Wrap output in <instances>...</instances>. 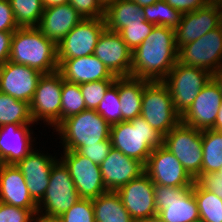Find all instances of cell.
I'll list each match as a JSON object with an SVG mask.
<instances>
[{"mask_svg":"<svg viewBox=\"0 0 222 222\" xmlns=\"http://www.w3.org/2000/svg\"><path fill=\"white\" fill-rule=\"evenodd\" d=\"M177 57L174 29L156 25L143 43L132 51L131 76L163 81L177 63Z\"/></svg>","mask_w":222,"mask_h":222,"instance_id":"obj_1","label":"cell"},{"mask_svg":"<svg viewBox=\"0 0 222 222\" xmlns=\"http://www.w3.org/2000/svg\"><path fill=\"white\" fill-rule=\"evenodd\" d=\"M9 61L49 74L58 71L57 45L36 27L18 28L11 39Z\"/></svg>","mask_w":222,"mask_h":222,"instance_id":"obj_2","label":"cell"},{"mask_svg":"<svg viewBox=\"0 0 222 222\" xmlns=\"http://www.w3.org/2000/svg\"><path fill=\"white\" fill-rule=\"evenodd\" d=\"M112 148L146 164L154 149L163 145V135L152 128L140 115L131 121L111 125Z\"/></svg>","mask_w":222,"mask_h":222,"instance_id":"obj_3","label":"cell"},{"mask_svg":"<svg viewBox=\"0 0 222 222\" xmlns=\"http://www.w3.org/2000/svg\"><path fill=\"white\" fill-rule=\"evenodd\" d=\"M111 125L96 112L84 110L64 119L55 129L63 150L77 151L82 146L97 144L110 138Z\"/></svg>","mask_w":222,"mask_h":222,"instance_id":"obj_4","label":"cell"},{"mask_svg":"<svg viewBox=\"0 0 222 222\" xmlns=\"http://www.w3.org/2000/svg\"><path fill=\"white\" fill-rule=\"evenodd\" d=\"M80 199L69 169L59 158L51 169L49 185L44 197L38 203L37 214L45 218L57 219Z\"/></svg>","mask_w":222,"mask_h":222,"instance_id":"obj_5","label":"cell"},{"mask_svg":"<svg viewBox=\"0 0 222 222\" xmlns=\"http://www.w3.org/2000/svg\"><path fill=\"white\" fill-rule=\"evenodd\" d=\"M141 116L163 136L181 122L171 93L163 81H149L143 91Z\"/></svg>","mask_w":222,"mask_h":222,"instance_id":"obj_6","label":"cell"},{"mask_svg":"<svg viewBox=\"0 0 222 222\" xmlns=\"http://www.w3.org/2000/svg\"><path fill=\"white\" fill-rule=\"evenodd\" d=\"M210 79L208 71L177 61L163 82L171 93L175 110L182 115Z\"/></svg>","mask_w":222,"mask_h":222,"instance_id":"obj_7","label":"cell"},{"mask_svg":"<svg viewBox=\"0 0 222 222\" xmlns=\"http://www.w3.org/2000/svg\"><path fill=\"white\" fill-rule=\"evenodd\" d=\"M163 146L182 164L195 179L202 173V131L179 123L163 136Z\"/></svg>","mask_w":222,"mask_h":222,"instance_id":"obj_8","label":"cell"},{"mask_svg":"<svg viewBox=\"0 0 222 222\" xmlns=\"http://www.w3.org/2000/svg\"><path fill=\"white\" fill-rule=\"evenodd\" d=\"M63 76L59 71L43 74L30 102V113L34 123L45 122L54 129L61 123V92Z\"/></svg>","mask_w":222,"mask_h":222,"instance_id":"obj_9","label":"cell"},{"mask_svg":"<svg viewBox=\"0 0 222 222\" xmlns=\"http://www.w3.org/2000/svg\"><path fill=\"white\" fill-rule=\"evenodd\" d=\"M177 61L213 73L222 67V24L178 49Z\"/></svg>","mask_w":222,"mask_h":222,"instance_id":"obj_10","label":"cell"},{"mask_svg":"<svg viewBox=\"0 0 222 222\" xmlns=\"http://www.w3.org/2000/svg\"><path fill=\"white\" fill-rule=\"evenodd\" d=\"M63 155L60 158L69 169L81 199H95L107 192L99 165L75 150H63Z\"/></svg>","mask_w":222,"mask_h":222,"instance_id":"obj_11","label":"cell"},{"mask_svg":"<svg viewBox=\"0 0 222 222\" xmlns=\"http://www.w3.org/2000/svg\"><path fill=\"white\" fill-rule=\"evenodd\" d=\"M104 17L84 18L57 44V59H74L93 55L102 32Z\"/></svg>","mask_w":222,"mask_h":222,"instance_id":"obj_12","label":"cell"},{"mask_svg":"<svg viewBox=\"0 0 222 222\" xmlns=\"http://www.w3.org/2000/svg\"><path fill=\"white\" fill-rule=\"evenodd\" d=\"M144 167L155 185L192 187L194 184L181 162L163 145L152 151Z\"/></svg>","mask_w":222,"mask_h":222,"instance_id":"obj_13","label":"cell"},{"mask_svg":"<svg viewBox=\"0 0 222 222\" xmlns=\"http://www.w3.org/2000/svg\"><path fill=\"white\" fill-rule=\"evenodd\" d=\"M222 24V8L219 5L206 4L195 11L184 13L174 29L177 49L196 41L209 31Z\"/></svg>","mask_w":222,"mask_h":222,"instance_id":"obj_14","label":"cell"},{"mask_svg":"<svg viewBox=\"0 0 222 222\" xmlns=\"http://www.w3.org/2000/svg\"><path fill=\"white\" fill-rule=\"evenodd\" d=\"M222 104V94L210 79L191 106L181 115V123L198 130L212 129Z\"/></svg>","mask_w":222,"mask_h":222,"instance_id":"obj_15","label":"cell"},{"mask_svg":"<svg viewBox=\"0 0 222 222\" xmlns=\"http://www.w3.org/2000/svg\"><path fill=\"white\" fill-rule=\"evenodd\" d=\"M154 186L155 184L144 172L116 191L134 221L157 215Z\"/></svg>","mask_w":222,"mask_h":222,"instance_id":"obj_16","label":"cell"},{"mask_svg":"<svg viewBox=\"0 0 222 222\" xmlns=\"http://www.w3.org/2000/svg\"><path fill=\"white\" fill-rule=\"evenodd\" d=\"M94 55L115 77L131 76L132 51L118 32L105 29L98 39Z\"/></svg>","mask_w":222,"mask_h":222,"instance_id":"obj_17","label":"cell"},{"mask_svg":"<svg viewBox=\"0 0 222 222\" xmlns=\"http://www.w3.org/2000/svg\"><path fill=\"white\" fill-rule=\"evenodd\" d=\"M42 75L34 68L8 60L0 67V92L30 104Z\"/></svg>","mask_w":222,"mask_h":222,"instance_id":"obj_18","label":"cell"},{"mask_svg":"<svg viewBox=\"0 0 222 222\" xmlns=\"http://www.w3.org/2000/svg\"><path fill=\"white\" fill-rule=\"evenodd\" d=\"M57 157L33 149L23 160L16 164L26 181V186L33 200L38 204L45 195L49 177Z\"/></svg>","mask_w":222,"mask_h":222,"instance_id":"obj_19","label":"cell"},{"mask_svg":"<svg viewBox=\"0 0 222 222\" xmlns=\"http://www.w3.org/2000/svg\"><path fill=\"white\" fill-rule=\"evenodd\" d=\"M99 166L107 191H117L145 172L142 162L114 148Z\"/></svg>","mask_w":222,"mask_h":222,"instance_id":"obj_20","label":"cell"},{"mask_svg":"<svg viewBox=\"0 0 222 222\" xmlns=\"http://www.w3.org/2000/svg\"><path fill=\"white\" fill-rule=\"evenodd\" d=\"M30 125L6 124L0 127V164L16 165L33 150Z\"/></svg>","mask_w":222,"mask_h":222,"instance_id":"obj_21","label":"cell"},{"mask_svg":"<svg viewBox=\"0 0 222 222\" xmlns=\"http://www.w3.org/2000/svg\"><path fill=\"white\" fill-rule=\"evenodd\" d=\"M57 60L58 71L65 81L80 85L101 80H116V77L94 54L74 59Z\"/></svg>","mask_w":222,"mask_h":222,"instance_id":"obj_22","label":"cell"},{"mask_svg":"<svg viewBox=\"0 0 222 222\" xmlns=\"http://www.w3.org/2000/svg\"><path fill=\"white\" fill-rule=\"evenodd\" d=\"M83 19L71 4L55 5L44 8L36 28L57 45Z\"/></svg>","mask_w":222,"mask_h":222,"instance_id":"obj_23","label":"cell"},{"mask_svg":"<svg viewBox=\"0 0 222 222\" xmlns=\"http://www.w3.org/2000/svg\"><path fill=\"white\" fill-rule=\"evenodd\" d=\"M0 202L24 209H38L16 165L0 164Z\"/></svg>","mask_w":222,"mask_h":222,"instance_id":"obj_24","label":"cell"},{"mask_svg":"<svg viewBox=\"0 0 222 222\" xmlns=\"http://www.w3.org/2000/svg\"><path fill=\"white\" fill-rule=\"evenodd\" d=\"M148 82L132 76L118 77L122 121H131L141 115L143 91Z\"/></svg>","mask_w":222,"mask_h":222,"instance_id":"obj_25","label":"cell"},{"mask_svg":"<svg viewBox=\"0 0 222 222\" xmlns=\"http://www.w3.org/2000/svg\"><path fill=\"white\" fill-rule=\"evenodd\" d=\"M104 20L106 29L120 32L123 28L141 24L145 20L143 7L131 0H117L105 9Z\"/></svg>","mask_w":222,"mask_h":222,"instance_id":"obj_26","label":"cell"},{"mask_svg":"<svg viewBox=\"0 0 222 222\" xmlns=\"http://www.w3.org/2000/svg\"><path fill=\"white\" fill-rule=\"evenodd\" d=\"M157 214L166 222H200L198 204L192 188L166 204Z\"/></svg>","mask_w":222,"mask_h":222,"instance_id":"obj_27","label":"cell"},{"mask_svg":"<svg viewBox=\"0 0 222 222\" xmlns=\"http://www.w3.org/2000/svg\"><path fill=\"white\" fill-rule=\"evenodd\" d=\"M95 222H135L116 191H107L92 199Z\"/></svg>","mask_w":222,"mask_h":222,"instance_id":"obj_28","label":"cell"},{"mask_svg":"<svg viewBox=\"0 0 222 222\" xmlns=\"http://www.w3.org/2000/svg\"><path fill=\"white\" fill-rule=\"evenodd\" d=\"M202 173H216L222 166V132L202 130Z\"/></svg>","mask_w":222,"mask_h":222,"instance_id":"obj_29","label":"cell"},{"mask_svg":"<svg viewBox=\"0 0 222 222\" xmlns=\"http://www.w3.org/2000/svg\"><path fill=\"white\" fill-rule=\"evenodd\" d=\"M6 124H33L30 104L0 92V127Z\"/></svg>","mask_w":222,"mask_h":222,"instance_id":"obj_30","label":"cell"},{"mask_svg":"<svg viewBox=\"0 0 222 222\" xmlns=\"http://www.w3.org/2000/svg\"><path fill=\"white\" fill-rule=\"evenodd\" d=\"M191 188L198 204L200 222H222V199L195 182Z\"/></svg>","mask_w":222,"mask_h":222,"instance_id":"obj_31","label":"cell"},{"mask_svg":"<svg viewBox=\"0 0 222 222\" xmlns=\"http://www.w3.org/2000/svg\"><path fill=\"white\" fill-rule=\"evenodd\" d=\"M19 28L37 27L44 11L41 0H9Z\"/></svg>","mask_w":222,"mask_h":222,"instance_id":"obj_32","label":"cell"},{"mask_svg":"<svg viewBox=\"0 0 222 222\" xmlns=\"http://www.w3.org/2000/svg\"><path fill=\"white\" fill-rule=\"evenodd\" d=\"M145 20L152 24L171 27L175 29L180 20L182 14L171 7L164 0H159L155 4L143 7Z\"/></svg>","mask_w":222,"mask_h":222,"instance_id":"obj_33","label":"cell"},{"mask_svg":"<svg viewBox=\"0 0 222 222\" xmlns=\"http://www.w3.org/2000/svg\"><path fill=\"white\" fill-rule=\"evenodd\" d=\"M61 96V122L72 115L87 110L79 84L63 79Z\"/></svg>","mask_w":222,"mask_h":222,"instance_id":"obj_34","label":"cell"},{"mask_svg":"<svg viewBox=\"0 0 222 222\" xmlns=\"http://www.w3.org/2000/svg\"><path fill=\"white\" fill-rule=\"evenodd\" d=\"M96 112L110 125L120 123L122 121V112L120 98L118 95V77L115 82L106 91L103 100L99 103Z\"/></svg>","mask_w":222,"mask_h":222,"instance_id":"obj_35","label":"cell"},{"mask_svg":"<svg viewBox=\"0 0 222 222\" xmlns=\"http://www.w3.org/2000/svg\"><path fill=\"white\" fill-rule=\"evenodd\" d=\"M115 80H101L80 84L86 109L96 110L108 88Z\"/></svg>","mask_w":222,"mask_h":222,"instance_id":"obj_36","label":"cell"},{"mask_svg":"<svg viewBox=\"0 0 222 222\" xmlns=\"http://www.w3.org/2000/svg\"><path fill=\"white\" fill-rule=\"evenodd\" d=\"M154 24L144 20L141 24L129 25L123 28L119 34L131 51H134L143 43L145 38L152 32Z\"/></svg>","mask_w":222,"mask_h":222,"instance_id":"obj_37","label":"cell"},{"mask_svg":"<svg viewBox=\"0 0 222 222\" xmlns=\"http://www.w3.org/2000/svg\"><path fill=\"white\" fill-rule=\"evenodd\" d=\"M57 220L59 222H95L92 199H80Z\"/></svg>","mask_w":222,"mask_h":222,"instance_id":"obj_38","label":"cell"},{"mask_svg":"<svg viewBox=\"0 0 222 222\" xmlns=\"http://www.w3.org/2000/svg\"><path fill=\"white\" fill-rule=\"evenodd\" d=\"M37 212L0 202V222H31Z\"/></svg>","mask_w":222,"mask_h":222,"instance_id":"obj_39","label":"cell"},{"mask_svg":"<svg viewBox=\"0 0 222 222\" xmlns=\"http://www.w3.org/2000/svg\"><path fill=\"white\" fill-rule=\"evenodd\" d=\"M191 187H171L164 185L154 186V200L157 213L166 207V204L175 198H179L187 189Z\"/></svg>","mask_w":222,"mask_h":222,"instance_id":"obj_40","label":"cell"},{"mask_svg":"<svg viewBox=\"0 0 222 222\" xmlns=\"http://www.w3.org/2000/svg\"><path fill=\"white\" fill-rule=\"evenodd\" d=\"M112 149L111 139L101 141L97 144L87 145L80 147L77 152L84 157H87L92 162L100 165L103 160L108 156L109 151Z\"/></svg>","mask_w":222,"mask_h":222,"instance_id":"obj_41","label":"cell"},{"mask_svg":"<svg viewBox=\"0 0 222 222\" xmlns=\"http://www.w3.org/2000/svg\"><path fill=\"white\" fill-rule=\"evenodd\" d=\"M71 4L84 18L104 17L105 9L98 0H69Z\"/></svg>","mask_w":222,"mask_h":222,"instance_id":"obj_42","label":"cell"},{"mask_svg":"<svg viewBox=\"0 0 222 222\" xmlns=\"http://www.w3.org/2000/svg\"><path fill=\"white\" fill-rule=\"evenodd\" d=\"M194 182L205 190L211 191L222 199V178L216 173H200Z\"/></svg>","mask_w":222,"mask_h":222,"instance_id":"obj_43","label":"cell"},{"mask_svg":"<svg viewBox=\"0 0 222 222\" xmlns=\"http://www.w3.org/2000/svg\"><path fill=\"white\" fill-rule=\"evenodd\" d=\"M18 28L9 0H0V31L14 32Z\"/></svg>","mask_w":222,"mask_h":222,"instance_id":"obj_44","label":"cell"},{"mask_svg":"<svg viewBox=\"0 0 222 222\" xmlns=\"http://www.w3.org/2000/svg\"><path fill=\"white\" fill-rule=\"evenodd\" d=\"M181 14L189 13L206 5L205 0H164Z\"/></svg>","mask_w":222,"mask_h":222,"instance_id":"obj_45","label":"cell"},{"mask_svg":"<svg viewBox=\"0 0 222 222\" xmlns=\"http://www.w3.org/2000/svg\"><path fill=\"white\" fill-rule=\"evenodd\" d=\"M13 33L0 31V67L9 60Z\"/></svg>","mask_w":222,"mask_h":222,"instance_id":"obj_46","label":"cell"},{"mask_svg":"<svg viewBox=\"0 0 222 222\" xmlns=\"http://www.w3.org/2000/svg\"><path fill=\"white\" fill-rule=\"evenodd\" d=\"M211 79L218 86V89L222 94V67L211 74Z\"/></svg>","mask_w":222,"mask_h":222,"instance_id":"obj_47","label":"cell"},{"mask_svg":"<svg viewBox=\"0 0 222 222\" xmlns=\"http://www.w3.org/2000/svg\"><path fill=\"white\" fill-rule=\"evenodd\" d=\"M215 131L222 132V104L219 108L214 127L212 128Z\"/></svg>","mask_w":222,"mask_h":222,"instance_id":"obj_48","label":"cell"},{"mask_svg":"<svg viewBox=\"0 0 222 222\" xmlns=\"http://www.w3.org/2000/svg\"><path fill=\"white\" fill-rule=\"evenodd\" d=\"M44 8L69 3V0H41Z\"/></svg>","mask_w":222,"mask_h":222,"instance_id":"obj_49","label":"cell"},{"mask_svg":"<svg viewBox=\"0 0 222 222\" xmlns=\"http://www.w3.org/2000/svg\"><path fill=\"white\" fill-rule=\"evenodd\" d=\"M135 222H166L164 221L158 214L157 215H154V216H151V217H146V218H143V219H139Z\"/></svg>","mask_w":222,"mask_h":222,"instance_id":"obj_50","label":"cell"},{"mask_svg":"<svg viewBox=\"0 0 222 222\" xmlns=\"http://www.w3.org/2000/svg\"><path fill=\"white\" fill-rule=\"evenodd\" d=\"M131 1L136 2L141 7H144L155 4L159 0H131Z\"/></svg>","mask_w":222,"mask_h":222,"instance_id":"obj_51","label":"cell"},{"mask_svg":"<svg viewBox=\"0 0 222 222\" xmlns=\"http://www.w3.org/2000/svg\"><path fill=\"white\" fill-rule=\"evenodd\" d=\"M33 221L34 222H59L57 219L45 218V217L39 216L38 214L34 216Z\"/></svg>","mask_w":222,"mask_h":222,"instance_id":"obj_52","label":"cell"},{"mask_svg":"<svg viewBox=\"0 0 222 222\" xmlns=\"http://www.w3.org/2000/svg\"><path fill=\"white\" fill-rule=\"evenodd\" d=\"M117 0H98V2L100 3V5L106 9L109 5L115 3Z\"/></svg>","mask_w":222,"mask_h":222,"instance_id":"obj_53","label":"cell"},{"mask_svg":"<svg viewBox=\"0 0 222 222\" xmlns=\"http://www.w3.org/2000/svg\"><path fill=\"white\" fill-rule=\"evenodd\" d=\"M206 4H211V5H222V0H205Z\"/></svg>","mask_w":222,"mask_h":222,"instance_id":"obj_54","label":"cell"},{"mask_svg":"<svg viewBox=\"0 0 222 222\" xmlns=\"http://www.w3.org/2000/svg\"><path fill=\"white\" fill-rule=\"evenodd\" d=\"M216 174H218V176L222 178V166H220V168H219V170L216 172Z\"/></svg>","mask_w":222,"mask_h":222,"instance_id":"obj_55","label":"cell"}]
</instances>
